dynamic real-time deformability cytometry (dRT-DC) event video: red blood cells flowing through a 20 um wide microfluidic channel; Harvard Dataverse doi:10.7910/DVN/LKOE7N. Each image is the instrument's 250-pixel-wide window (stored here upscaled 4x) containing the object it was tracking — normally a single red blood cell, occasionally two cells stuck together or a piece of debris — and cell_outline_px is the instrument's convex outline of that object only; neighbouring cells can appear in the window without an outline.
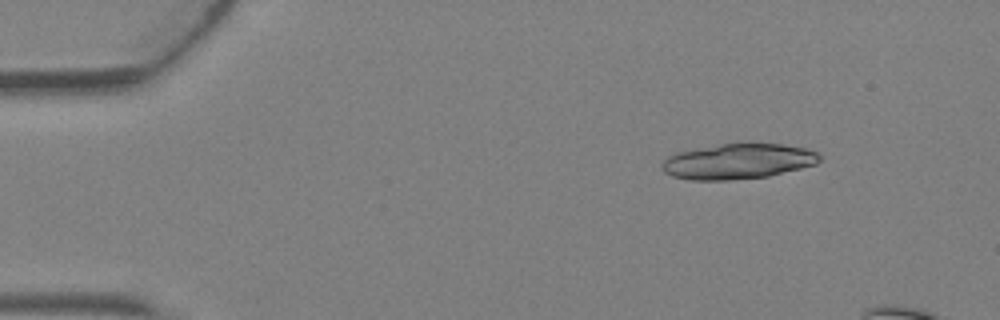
{"species": "Egyptian fruit bat (a non-hibernating species)", "species_latin": "Rousettus aegyptiacus", "temperature_condition": "warm", "stored_images_in_passage": 4, "camera_frame_rate_fps": 3000, "um_per_image_px": 0.085, "animal": {"sex": "female"}, "frame": {"image": 1, "passage_image": 2, "time_ms": 0.333, "image_size_px": [1000, 320], "cell_outline_px": [[820, 160], [816, 164], [768, 176], [728, 180], [688, 180], [672, 176], [664, 172], [660, 164], [668, 156], [676, 152], [720, 144], [784, 144], [808, 148], [816, 152], [820, 156]], "centroid_in_image_um": [62.7, 13.72], "position_along_channel_um": 22.3, "area_um2": 32.37}}